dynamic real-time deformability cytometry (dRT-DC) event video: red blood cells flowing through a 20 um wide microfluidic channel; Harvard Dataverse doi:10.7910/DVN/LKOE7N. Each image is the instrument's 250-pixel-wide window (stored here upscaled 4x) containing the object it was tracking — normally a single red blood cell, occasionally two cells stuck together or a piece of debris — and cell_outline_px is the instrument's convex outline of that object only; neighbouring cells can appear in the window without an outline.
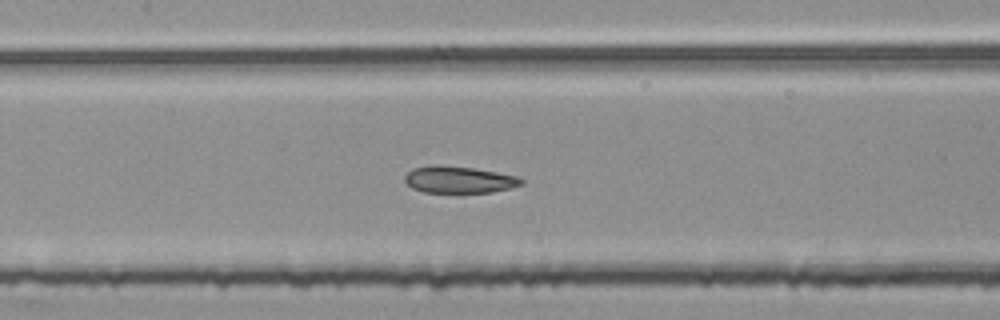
{"species": "common noctule bat (a hibernating species)", "species_latin": "Nyctalus noctula", "temperature_condition": "room temperature", "stored_images_in_passage": 52, "segment_of_instrument_passage": [2, 2], "camera_frame_rate_fps": 3000, "um_per_image_px": 0.085, "animal": {"sex": "female", "body_mass_g": 25.1}, "frame": {"image": 1, "passage_image": 24, "time_ms": 7.667, "image_size_px": [1000, 320], "cell_outline_px": [[524, 180], [520, 184], [508, 188], [492, 192], [424, 192], [412, 188], [404, 180], [404, 176], [412, 168], [472, 168], [520, 176]], "centroid_in_image_um": [39.06, 15.31], "position_along_channel_um": 168.3, "area_um2": 17.22}}
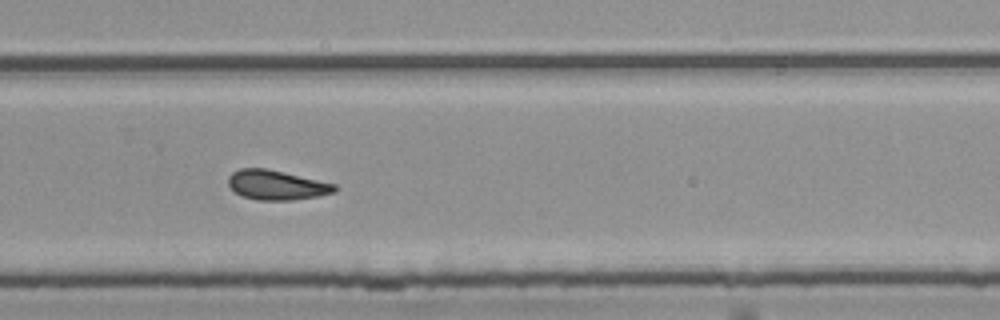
{"frame": {"image": 2, "passage_image": 35, "time_ms": 11.333, "image_size_px": [1000, 320], "cell_outline_px": [[336, 192], [316, 196], [292, 200], [256, 200], [240, 196], [228, 184], [228, 176], [232, 172], [240, 168], [268, 168], [336, 184]], "centroid_in_image_um": [23.48, 15.72], "position_along_channel_um": 306.3, "area_um2": 18.44}}
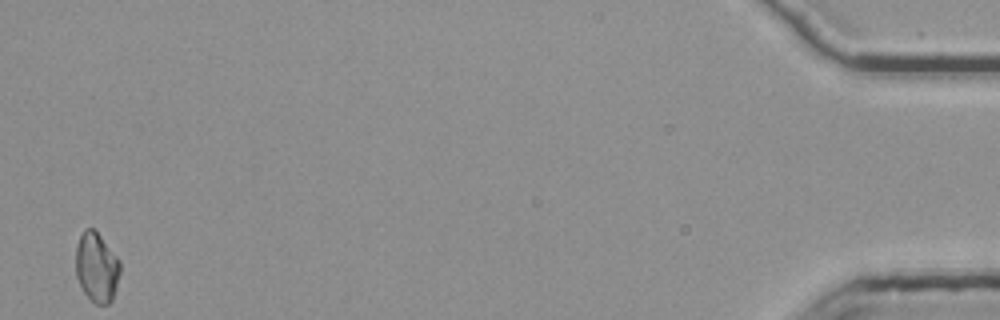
{"frame": {"image": 3, "passage_image": 52, "time_ms": 17.0, "image_size_px": [1000, 320], "cell_outline_px": [[120, 272], [116, 288], [112, 300], [108, 304], [96, 304], [84, 292], [76, 276], [76, 248], [80, 236], [84, 228], [92, 228], [100, 236], [120, 260]], "centroid_in_image_um": [8.22, 22.72], "position_along_channel_um": 427.0, "area_um2": 17.8}}